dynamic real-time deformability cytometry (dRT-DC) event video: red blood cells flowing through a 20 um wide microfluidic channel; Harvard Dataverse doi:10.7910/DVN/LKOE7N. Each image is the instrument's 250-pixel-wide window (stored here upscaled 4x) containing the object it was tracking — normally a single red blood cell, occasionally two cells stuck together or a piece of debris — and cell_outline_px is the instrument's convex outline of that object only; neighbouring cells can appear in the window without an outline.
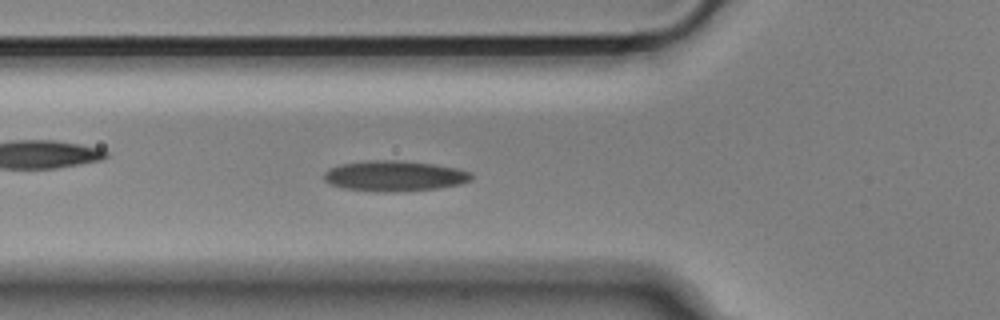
{"species": "Egyptian fruit bat (a non-hibernating species)", "species_latin": "Rousettus aegyptiacus", "temperature_condition": "cold", "stored_images_in_passage": 42, "camera_frame_rate_fps": 3000, "um_per_image_px": 0.085, "animal": {"sex": "male"}, "frame": {"image": 1, "passage_image": 5, "time_ms": 1.333, "image_size_px": [1000, 320], "cell_outline_px": [[472, 180], [460, 184], [440, 188], [396, 192], [372, 192], [340, 188], [328, 184], [324, 180], [324, 172], [328, 168], [340, 164], [368, 160], [396, 160], [432, 164], [456, 168], [472, 172]], "centroid_in_image_um": [33.48, 14.97], "position_along_channel_um": 92.3, "area_um2": 26.65}}
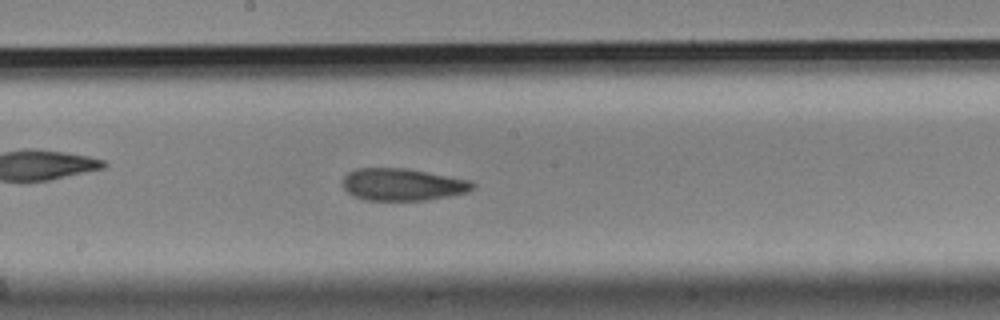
{"frame": {"image": 2, "passage_image": 15, "time_ms": 4.667, "image_size_px": [1000, 320], "cell_outline_px": [[476, 184], [468, 192], [452, 196], [424, 200], [364, 200], [352, 196], [344, 188], [344, 176], [348, 172], [356, 168], [404, 168], [472, 180]], "centroid_in_image_um": [34.23, 15.69], "position_along_channel_um": 214.0, "area_um2": 24.45}}
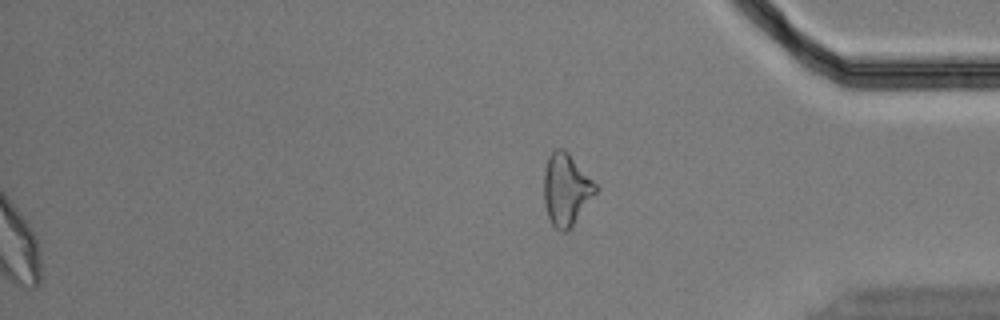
{"frame": {"image": 3, "passage_image": 42, "time_ms": 13.667, "image_size_px": [1000, 320], "cell_outline_px": [[600, 188], [572, 224], [564, 232], [560, 232], [552, 224], [548, 216], [544, 200], [544, 172], [548, 156], [556, 148], [564, 148], [568, 152]], "centroid_in_image_um": [48.12, 16.07], "position_along_channel_um": 387.1, "area_um2": 21.39}, "authors_computed_cell_mechanics": {"area_um2": 25.143, "velocity_mm_per_s": 3.6363, "shape_relaxation_time_tau1_ms": 5.2238, "shape_relaxation_time_tau2_ms": 1.8477, "deformation_change_tau1": 0.1429, "deformation_change_tau2": 0.0789}}